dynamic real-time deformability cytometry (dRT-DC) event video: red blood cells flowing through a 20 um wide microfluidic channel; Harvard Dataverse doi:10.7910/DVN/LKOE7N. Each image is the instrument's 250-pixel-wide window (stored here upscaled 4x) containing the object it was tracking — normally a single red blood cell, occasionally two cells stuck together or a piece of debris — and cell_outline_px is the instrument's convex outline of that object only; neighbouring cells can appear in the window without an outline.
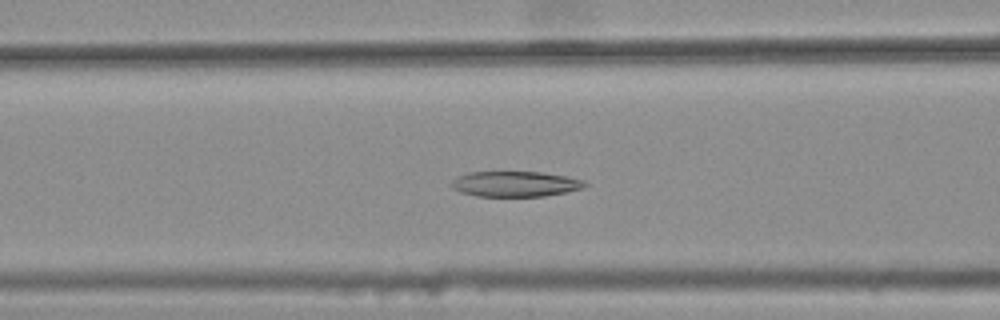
{"species": "common noctule bat (a hibernating species)", "species_latin": "Nyctalus noctula", "temperature_condition": "warm", "stored_images_in_passage": 45, "camera_frame_rate_fps": 3000, "um_per_image_px": 0.085, "animal": {"sex": "female", "body_mass_g": 25.1}, "frame": {"image": 1, "passage_image": 21, "time_ms": 6.667, "image_size_px": [1000, 320], "cell_outline_px": [[588, 184], [584, 188], [568, 192], [544, 196], [476, 196], [460, 192], [452, 188], [452, 180], [456, 176], [468, 172], [540, 172], [568, 176], [584, 180]], "centroid_in_image_um": [43.82, 15.63], "position_along_channel_um": 122.8, "area_um2": 19.94}}
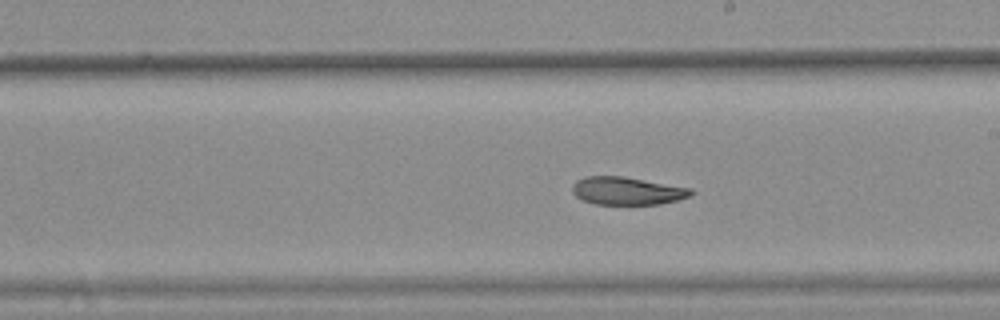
{"frame": {"image": 2, "passage_image": 30, "time_ms": 9.667, "image_size_px": [1000, 320], "cell_outline_px": [[696, 192], [692, 196], [680, 200], [660, 204], [596, 204], [584, 200], [576, 196], [572, 192], [572, 184], [576, 180], [584, 176], [624, 176], [692, 188]], "centroid_in_image_um": [53.35, 16.22], "position_along_channel_um": 235.6, "area_um2": 19.54}}
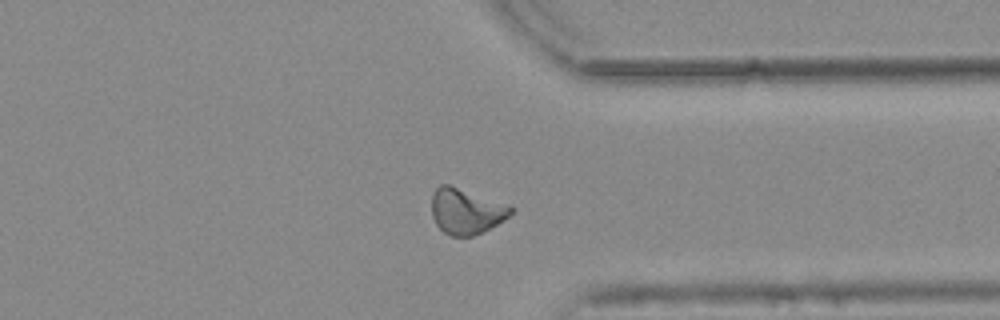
{"frame": {"image": 3, "passage_image": 41, "time_ms": 13.333, "image_size_px": [1000, 320], "cell_outline_px": [[516, 208], [504, 220], [472, 236], [452, 236], [444, 232], [436, 224], [432, 216], [432, 192], [440, 184], [448, 184]], "centroid_in_image_um": [39.58, 17.95], "position_along_channel_um": 371.8, "area_um2": 20.63}, "authors_computed_cell_mechanics": {"area_um2": 20.9814, "velocity_mm_per_s": 3.7751, "shape_relaxation_time_tau1_ms": null, "shape_relaxation_time_tau2_ms": 5.1414, "deformation_change_tau1": null, "deformation_change_tau2": 0.1084}}